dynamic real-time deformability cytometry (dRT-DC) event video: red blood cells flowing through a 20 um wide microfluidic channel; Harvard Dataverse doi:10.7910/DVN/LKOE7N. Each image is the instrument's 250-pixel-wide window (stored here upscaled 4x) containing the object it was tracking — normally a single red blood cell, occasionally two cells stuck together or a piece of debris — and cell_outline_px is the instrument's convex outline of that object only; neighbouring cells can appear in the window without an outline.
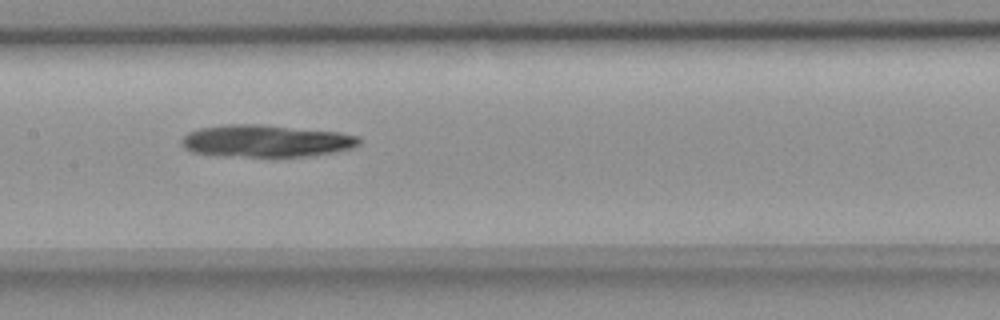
{"species": "common noctule bat (a hibernating species)", "species_latin": "Nyctalus noctula", "temperature_condition": "room temperature", "stored_images_in_passage": 55, "camera_frame_rate_fps": 3000, "um_per_image_px": 0.085, "animal": {"sex": "female", "body_mass_g": 18.4}, "frame": {"image": 1, "passage_image": 27, "time_ms": 8.667, "image_size_px": [1000, 320], "cell_outline_px": [[360, 144], [352, 148], [332, 152], [308, 156], [248, 156], [192, 152], [184, 148], [180, 140], [188, 132], [200, 128], [224, 124], [256, 124], [340, 132], [360, 136]], "centroid_in_image_um": [22.63, 11.96], "position_along_channel_um": 184.8, "area_um2": 32.89}}
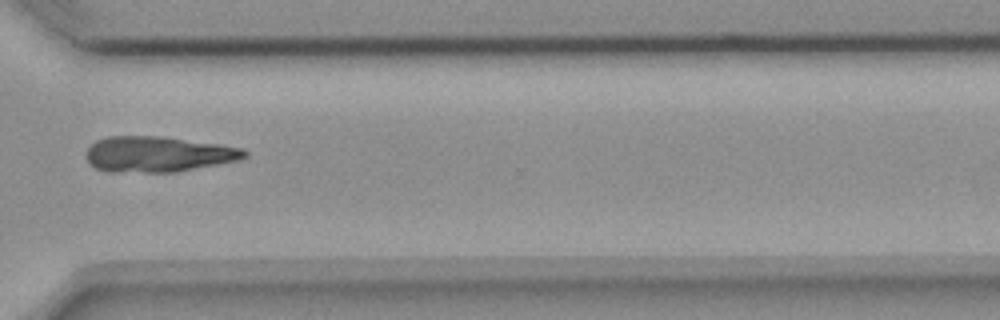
{"frame": {"image": 2, "passage_image": 41, "time_ms": 13.333, "image_size_px": [1000, 320], "cell_outline_px": [[248, 156], [240, 160], [176, 172], [108, 172], [96, 168], [88, 164], [88, 148], [96, 140], [108, 136], [160, 136], [244, 148], [248, 152]], "centroid_in_image_um": [13.44, 13.11], "position_along_channel_um": 357.2, "area_um2": 32.83}}
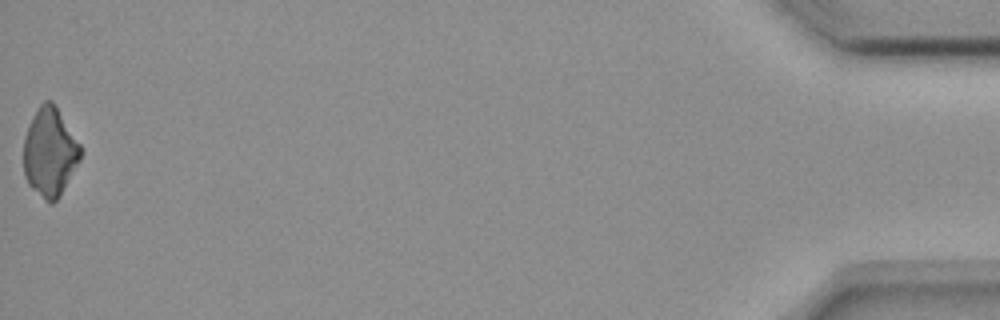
{"frame": {"image": 3, "passage_image": 55, "time_ms": 18.0, "image_size_px": [1000, 320], "cell_outline_px": [[84, 152], [80, 160], [60, 196], [52, 204], [44, 200], [28, 184], [24, 176], [24, 136], [40, 104], [44, 100], [52, 100], [84, 148]], "centroid_in_image_um": [4.27, 12.95], "position_along_channel_um": 430.9, "area_um2": 29.59}}